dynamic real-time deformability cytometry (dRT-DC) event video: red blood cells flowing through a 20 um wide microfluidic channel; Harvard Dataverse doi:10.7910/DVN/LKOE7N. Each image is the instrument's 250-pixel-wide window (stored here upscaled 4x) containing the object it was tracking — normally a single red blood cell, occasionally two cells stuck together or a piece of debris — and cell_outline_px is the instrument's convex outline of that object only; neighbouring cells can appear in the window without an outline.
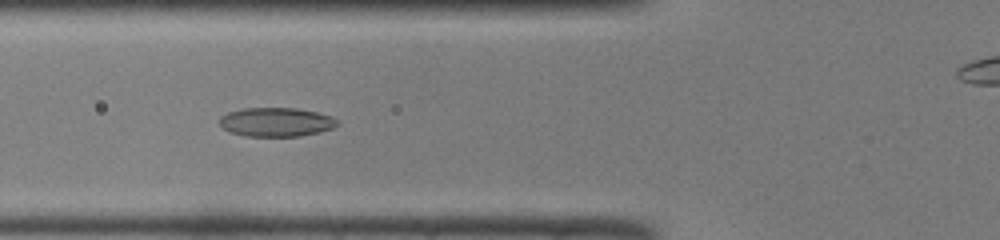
{"species": "common noctule bat (a hibernating species)", "species_latin": "Nyctalus noctula", "temperature_condition": "room temperature", "stored_images_in_passage": 51, "camera_frame_rate_fps": 3000, "um_per_image_px": 0.085, "animal": {"sex": "male", "body_mass_g": 19.0, "forearm_length_mm": 50.8}, "frame": {"image": 1, "passage_image": 19, "time_ms": 6.0, "image_size_px": [1000, 240], "cell_outline_px": [[340, 124], [332, 128], [320, 132], [300, 136], [244, 136], [228, 132], [220, 124], [220, 116], [228, 112], [240, 108], [296, 108], [316, 112], [332, 116]], "centroid_in_image_um": [23.46, 10.37], "position_along_channel_um": 102.3, "area_um2": 20.0}}
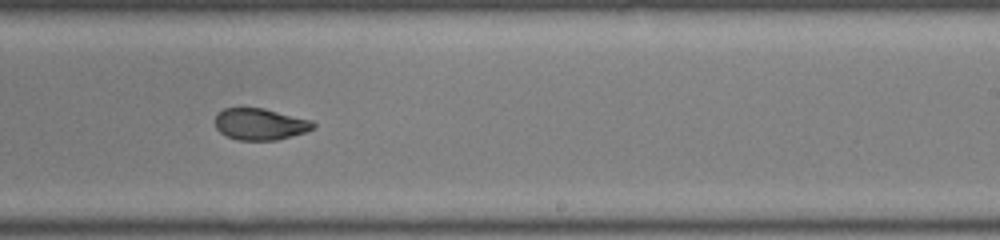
{"frame": {"image": 2, "passage_image": 31, "time_ms": 10.0, "image_size_px": [1000, 240], "cell_outline_px": [[316, 124], [312, 128], [304, 132], [292, 136], [276, 140], [236, 140], [220, 132], [216, 128], [216, 116], [224, 108], [264, 108], [312, 120]], "centroid_in_image_um": [22.12, 10.55], "position_along_channel_um": 266.9, "area_um2": 17.92}}
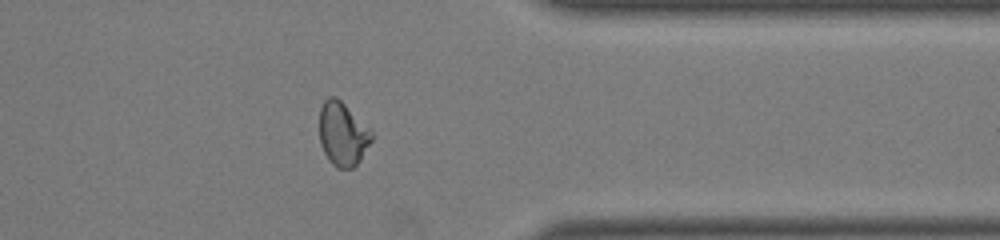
{"frame": {"image": 3, "passage_image": 40, "time_ms": 13.0, "image_size_px": [1000, 240], "cell_outline_px": [[372, 140], [360, 160], [352, 168], [336, 168], [328, 160], [320, 144], [320, 108], [324, 100], [328, 96], [336, 96], [372, 132]], "centroid_in_image_um": [29.1, 11.4], "position_along_channel_um": 382.3, "area_um2": 19.13}, "authors_computed_cell_mechanics": {"area_um2": 19.9988, "velocity_mm_per_s": 4.1321, "shape_relaxation_time_tau1_ms": null, "shape_relaxation_time_tau2_ms": 1.5421, "deformation_change_tau1": null, "deformation_change_tau2": 0.0705}}